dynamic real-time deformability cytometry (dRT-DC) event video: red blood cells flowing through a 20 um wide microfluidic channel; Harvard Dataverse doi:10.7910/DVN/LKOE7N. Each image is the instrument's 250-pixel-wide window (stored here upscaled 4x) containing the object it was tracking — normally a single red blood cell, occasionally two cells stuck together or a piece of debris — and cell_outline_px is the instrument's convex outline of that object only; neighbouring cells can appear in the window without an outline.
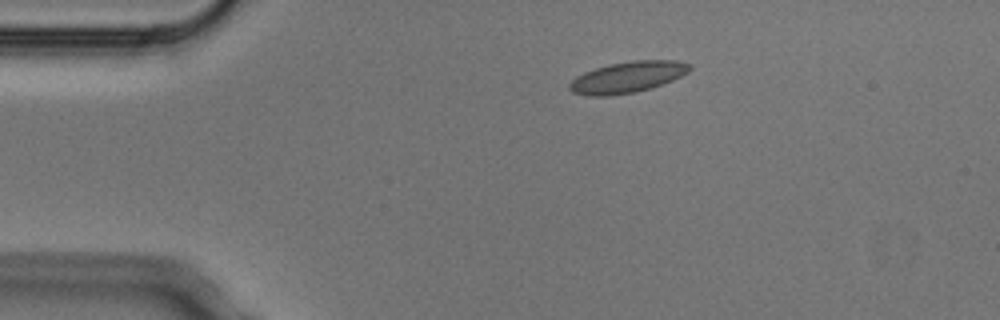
{"species": "Egyptian fruit bat (a non-hibernating species)", "species_latin": "Rousettus aegyptiacus", "temperature_condition": "cold", "stored_images_in_passage": 3, "camera_frame_rate_fps": 3000, "um_per_image_px": 0.085, "animal": {"sex": "male"}, "frame": {"image": 1, "passage_image": 3, "time_ms": 0.667, "image_size_px": [1000, 320], "cell_outline_px": [[692, 68], [688, 72], [672, 80], [652, 88], [636, 92], [612, 96], [588, 96], [572, 92], [568, 88], [568, 84], [576, 76], [584, 72], [608, 64], [632, 60], [676, 60], [688, 64]], "centroid_in_image_um": [53.3, 6.57], "position_along_channel_um": 31.7, "area_um2": 21.96}}